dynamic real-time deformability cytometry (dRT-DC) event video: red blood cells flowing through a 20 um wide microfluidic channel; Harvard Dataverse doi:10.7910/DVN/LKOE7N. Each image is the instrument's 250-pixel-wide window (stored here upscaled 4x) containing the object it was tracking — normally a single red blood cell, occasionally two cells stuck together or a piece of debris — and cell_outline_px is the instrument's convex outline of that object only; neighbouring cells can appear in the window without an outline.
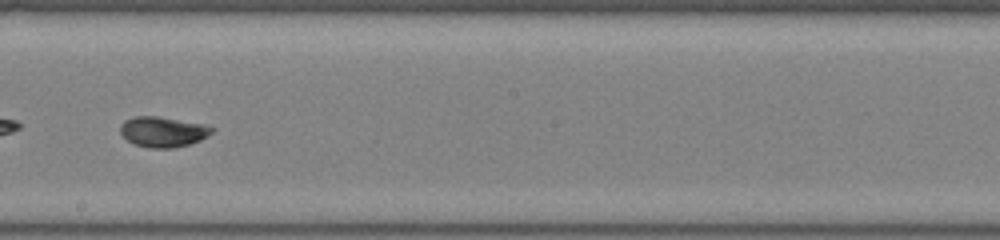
{"species": "common noctule bat (a hibernating species)", "species_latin": "Nyctalus noctula", "temperature_condition": "room temperature", "stored_images_in_passage": 36, "camera_frame_rate_fps": 3000, "um_per_image_px": 0.085, "animal": {"sex": "female", "body_mass_g": 22.0, "forearm_length_mm": 56.7}, "frame": {"image": 1, "passage_image": 16, "time_ms": 5.0, "image_size_px": [1000, 240], "cell_outline_px": [[216, 128], [208, 136], [200, 140], [188, 144], [172, 148], [152, 148], [132, 144], [120, 132], [120, 124], [124, 120], [136, 116], [156, 116], [204, 124]], "centroid_in_image_um": [13.84, 11.2], "position_along_channel_um": 234.4, "area_um2": 16.18}}